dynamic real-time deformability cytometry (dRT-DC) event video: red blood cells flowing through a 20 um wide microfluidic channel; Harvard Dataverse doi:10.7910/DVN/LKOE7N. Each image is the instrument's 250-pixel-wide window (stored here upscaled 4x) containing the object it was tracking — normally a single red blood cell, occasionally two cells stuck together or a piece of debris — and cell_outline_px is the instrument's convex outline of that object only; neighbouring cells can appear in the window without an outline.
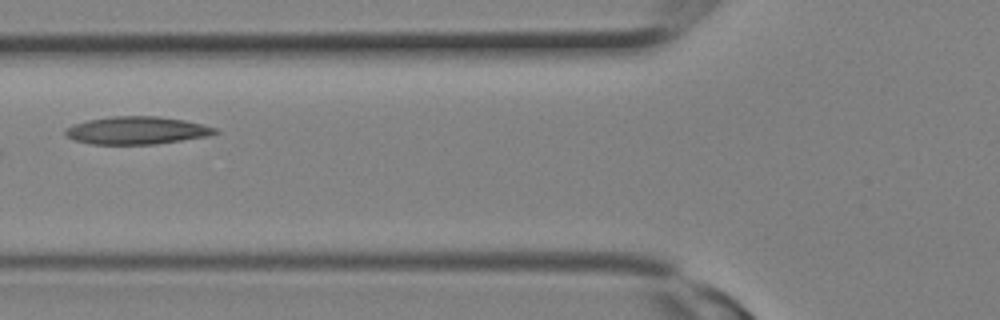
{"species": "Egyptian fruit bat (a non-hibernating species)", "species_latin": "Rousettus aegyptiacus", "temperature_condition": "room temperature", "stored_images_in_passage": 4, "camera_frame_rate_fps": 3000, "um_per_image_px": 0.085, "animal": {"sex": "female"}, "frame": {"image": 1, "passage_image": 4, "time_ms": 1.0, "image_size_px": [1000, 320], "cell_outline_px": [[220, 132], [208, 136], [156, 144], [92, 144], [76, 140], [68, 136], [64, 132], [64, 128], [72, 124], [88, 120], [112, 116], [156, 116], [184, 120], [204, 124], [216, 128]], "centroid_in_image_um": [11.64, 11.08], "position_along_channel_um": 114.2, "area_um2": 24.16}}